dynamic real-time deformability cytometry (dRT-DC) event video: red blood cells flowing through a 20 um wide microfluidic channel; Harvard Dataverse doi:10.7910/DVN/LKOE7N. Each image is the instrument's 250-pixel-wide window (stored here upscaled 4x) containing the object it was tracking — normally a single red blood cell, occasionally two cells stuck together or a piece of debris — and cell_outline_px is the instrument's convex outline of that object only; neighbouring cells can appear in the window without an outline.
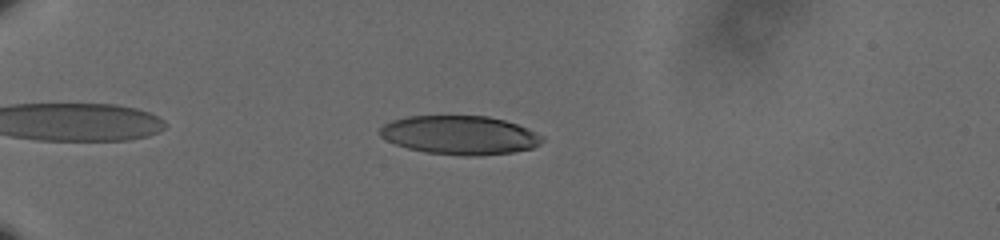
{"species": "human", "species_latin": "Homo sapiens", "temperature_condition": "cold", "stored_images_in_passage": 50, "camera_frame_rate_fps": 3000, "um_per_image_px": 0.085, "donor": {"sex": "male"}, "frame": {"image": 1, "passage_image": 8, "time_ms": 2.333, "image_size_px": [1000, 240], "cell_outline_px": [[544, 140], [540, 144], [532, 148], [512, 152], [476, 156], [468, 156], [428, 152], [408, 148], [396, 144], [380, 136], [380, 128], [384, 124], [392, 120], [408, 116], [488, 116], [504, 120], [528, 128], [544, 136]], "centroid_in_image_um": [39.11, 11.48], "position_along_channel_um": 45.9, "area_um2": 36.53}}
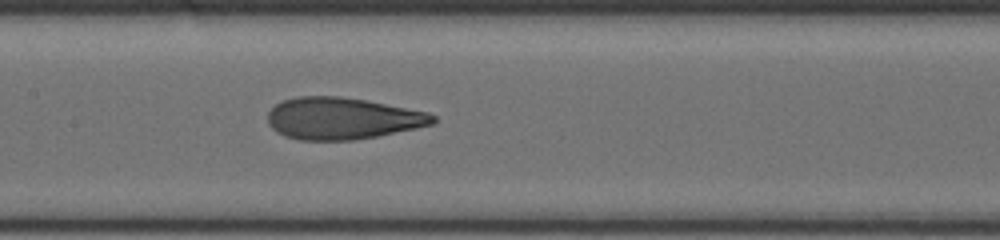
{"frame": {"image": 2, "passage_image": 23, "time_ms": 7.333, "image_size_px": [1000, 240], "cell_outline_px": [[436, 120], [432, 124], [416, 128], [376, 136], [352, 140], [300, 140], [284, 136], [276, 132], [268, 124], [268, 112], [276, 104], [284, 100], [296, 96], [340, 96], [368, 100], [428, 112], [436, 116]], "centroid_in_image_um": [29.08, 10.06], "position_along_channel_um": 178.3, "area_um2": 40.34}}
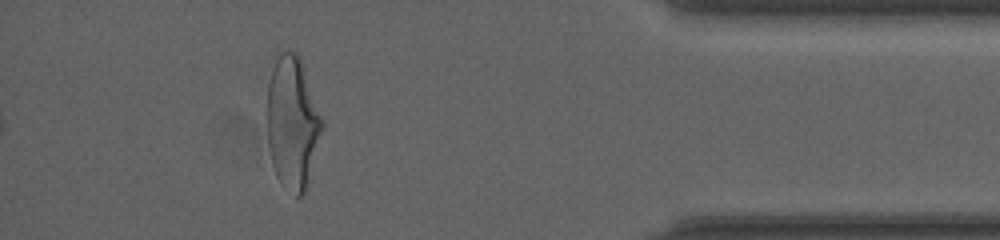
{"frame": {"image": 3, "passage_image": 45, "time_ms": 14.667, "image_size_px": [1000, 240], "cell_outline_px": [[324, 128], [304, 192], [300, 196], [296, 196], [280, 184], [276, 176], [272, 164], [268, 148], [268, 84], [272, 56], [276, 52], [296, 52], [300, 60], [324, 120]], "centroid_in_image_um": [24.84, 10.39], "position_along_channel_um": 410.4, "area_um2": 42.66}, "authors_computed_cell_mechanics": {"area_um2": 40.1999, "velocity_mm_per_s": 3.6211, "shape_relaxation_time_tau1_ms": 6.3679, "shape_relaxation_time_tau2_ms": 1.1946, "deformation_change_tau1": 0.2209, "deformation_change_tau2": 0.09}}